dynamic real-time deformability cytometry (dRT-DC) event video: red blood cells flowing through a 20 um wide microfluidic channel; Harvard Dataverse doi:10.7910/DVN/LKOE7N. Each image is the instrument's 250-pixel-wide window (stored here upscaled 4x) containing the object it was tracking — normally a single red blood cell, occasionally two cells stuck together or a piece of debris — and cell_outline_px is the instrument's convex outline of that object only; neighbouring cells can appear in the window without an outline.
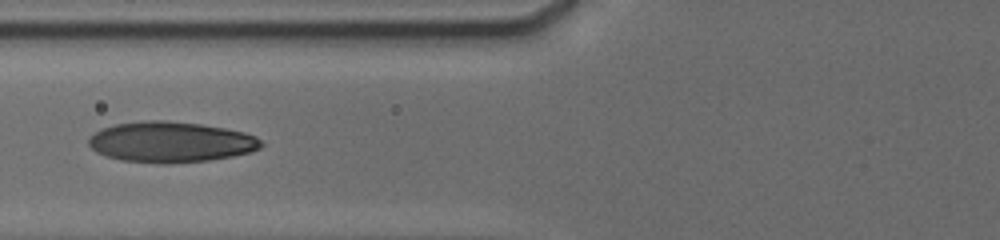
{"species": "human", "species_latin": "Homo sapiens", "temperature_condition": "cold", "stored_images_in_passage": 7, "camera_frame_rate_fps": 3000, "um_per_image_px": 0.085, "donor": {"sex": "male"}, "frame": {"image": 1, "passage_image": 4, "time_ms": 3.0, "image_size_px": [1000, 240], "cell_outline_px": [[264, 144], [260, 148], [252, 152], [232, 156], [208, 160], [164, 164], [124, 160], [108, 156], [96, 152], [88, 144], [88, 140], [96, 132], [104, 128], [116, 124], [144, 120], [168, 120], [200, 124], [224, 128], [244, 132], [256, 136]], "centroid_in_image_um": [14.55, 12.07], "position_along_channel_um": 111.3, "area_um2": 40.69}}
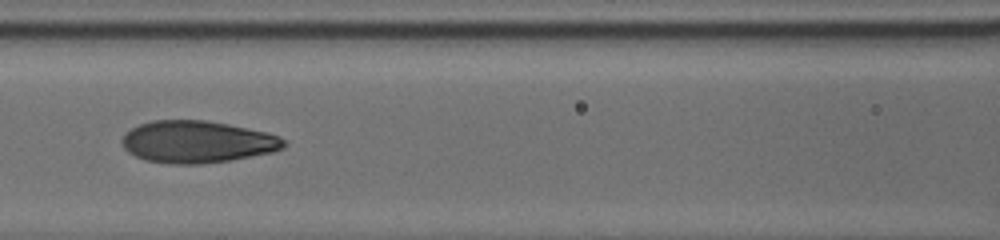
{"frame": {"image": 2, "passage_image": 5, "time_ms": 4.0, "image_size_px": [1000, 240], "cell_outline_px": [[288, 144], [284, 148], [272, 152], [232, 160], [200, 164], [168, 164], [144, 160], [128, 152], [124, 148], [120, 140], [132, 128], [140, 124], [152, 120], [204, 120], [228, 124], [264, 132], [280, 136]], "centroid_in_image_um": [16.76, 12.07], "position_along_channel_um": 149.8, "area_um2": 39.71}}
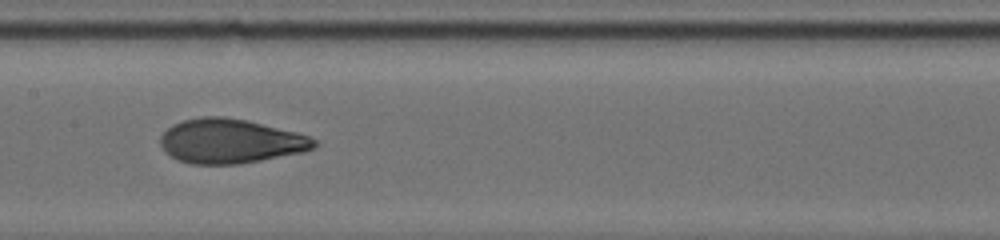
{"frame": {"image": 3, "passage_image": 6, "time_ms": 5.0, "image_size_px": [1000, 240], "cell_outline_px": [[316, 148], [304, 152], [240, 164], [192, 164], [176, 160], [164, 152], [160, 144], [160, 136], [172, 124], [184, 120], [204, 116], [224, 116], [244, 120], [296, 132], [308, 136], [316, 140]], "centroid_in_image_um": [19.56, 12.01], "position_along_channel_um": 187.8, "area_um2": 39.82}}